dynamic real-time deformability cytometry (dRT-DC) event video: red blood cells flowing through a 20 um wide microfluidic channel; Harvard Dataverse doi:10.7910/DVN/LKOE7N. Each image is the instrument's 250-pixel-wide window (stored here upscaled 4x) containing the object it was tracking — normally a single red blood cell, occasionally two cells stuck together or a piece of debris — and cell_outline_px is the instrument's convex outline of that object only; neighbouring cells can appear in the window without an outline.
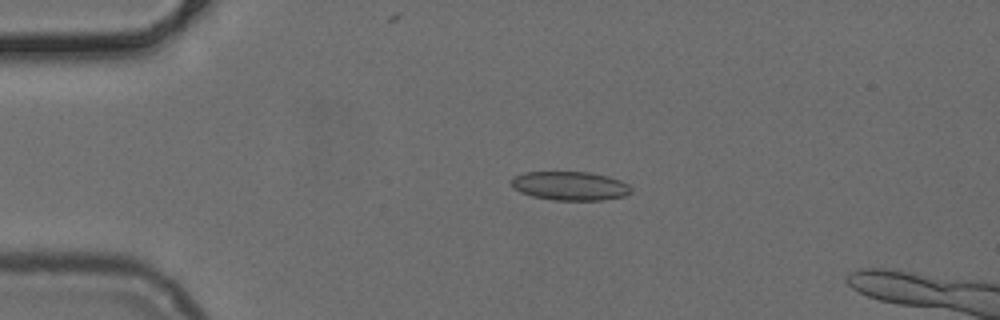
{"species": "common noctule bat (a hibernating species)", "species_latin": "Nyctalus noctula", "temperature_condition": "cold", "stored_images_in_passage": 17, "camera_frame_rate_fps": 3000, "um_per_image_px": 0.085, "animal": {"sex": "female", "body_mass_g": 24.6, "forearm_length_mm": 56.2}, "frame": {"image": 1, "passage_image": 12, "time_ms": 3.667, "image_size_px": [1000, 320], "cell_outline_px": [[632, 192], [624, 196], [600, 200], [556, 200], [532, 196], [520, 192], [512, 188], [508, 180], [512, 176], [524, 172], [588, 172], [608, 176], [620, 180], [628, 184], [632, 188]], "centroid_in_image_um": [48.4, 15.79], "position_along_channel_um": 36.6, "area_um2": 20.35}}